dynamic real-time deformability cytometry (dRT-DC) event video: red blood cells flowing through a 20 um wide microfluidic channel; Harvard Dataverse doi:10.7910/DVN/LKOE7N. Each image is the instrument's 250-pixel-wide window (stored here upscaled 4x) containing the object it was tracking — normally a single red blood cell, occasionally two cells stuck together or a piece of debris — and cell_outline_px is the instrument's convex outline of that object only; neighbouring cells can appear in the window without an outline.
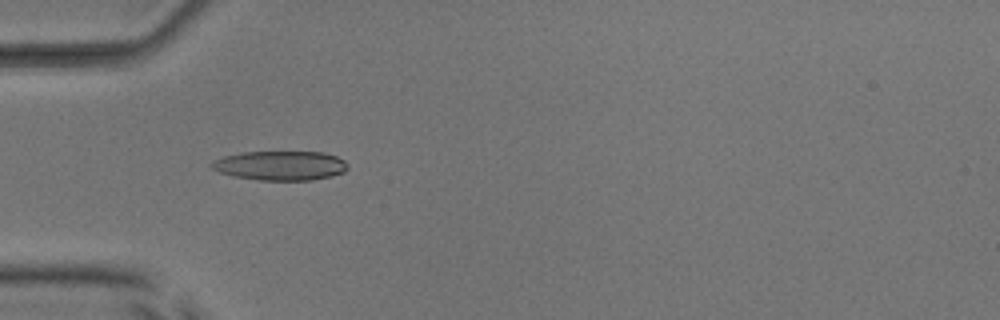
{"species": "common noctule bat (a hibernating species)", "species_latin": "Nyctalus noctula", "temperature_condition": "room temperature", "stored_images_in_passage": 9, "camera_frame_rate_fps": 3000, "um_per_image_px": 0.085, "animal": {"sex": "male", "body_mass_g": 17.9, "forearm_length_mm": 54.2}, "frame": {"image": 1, "passage_image": 2, "time_ms": 0.333, "image_size_px": [1000, 320], "cell_outline_px": [[348, 168], [344, 172], [332, 176], [312, 180], [260, 180], [232, 176], [220, 172], [212, 168], [208, 164], [212, 160], [224, 156], [244, 152], [324, 152], [336, 156], [344, 160], [348, 164]], "centroid_in_image_um": [23.83, 14.07], "position_along_channel_um": 61.2, "area_um2": 23.41}}